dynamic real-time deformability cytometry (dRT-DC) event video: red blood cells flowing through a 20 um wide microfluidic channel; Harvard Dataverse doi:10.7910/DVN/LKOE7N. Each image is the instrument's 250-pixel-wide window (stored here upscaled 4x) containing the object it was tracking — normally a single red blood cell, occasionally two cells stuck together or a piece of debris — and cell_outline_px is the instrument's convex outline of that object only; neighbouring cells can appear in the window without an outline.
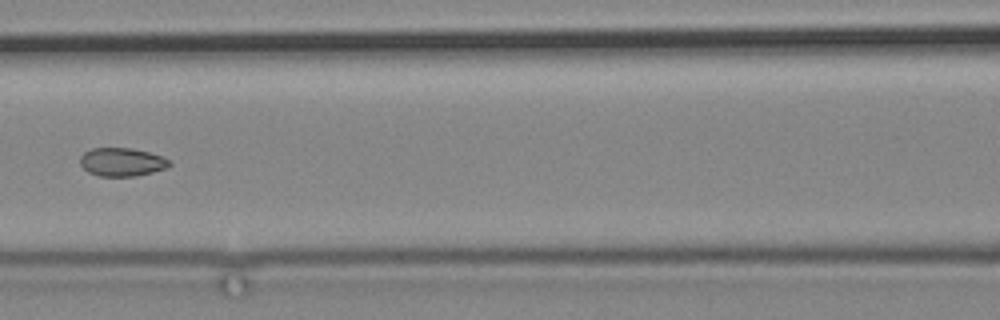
{"species": "common noctule bat (a hibernating species)", "species_latin": "Nyctalus noctula", "temperature_condition": "cold", "stored_images_in_passage": 3, "camera_frame_rate_fps": 3000, "um_per_image_px": 0.085, "animal": {"sex": "male", "body_mass_g": 19.2, "forearm_length_mm": 51.8}, "frame": {"image": 1, "passage_image": 3, "time_ms": 2.333, "image_size_px": [1000, 320], "cell_outline_px": [[172, 164], [168, 168], [136, 176], [100, 176], [88, 172], [80, 164], [80, 156], [84, 152], [92, 148], [132, 148], [148, 152], [160, 156], [168, 160]], "centroid_in_image_um": [10.35, 13.77], "position_along_channel_um": 156.3, "area_um2": 14.74}}